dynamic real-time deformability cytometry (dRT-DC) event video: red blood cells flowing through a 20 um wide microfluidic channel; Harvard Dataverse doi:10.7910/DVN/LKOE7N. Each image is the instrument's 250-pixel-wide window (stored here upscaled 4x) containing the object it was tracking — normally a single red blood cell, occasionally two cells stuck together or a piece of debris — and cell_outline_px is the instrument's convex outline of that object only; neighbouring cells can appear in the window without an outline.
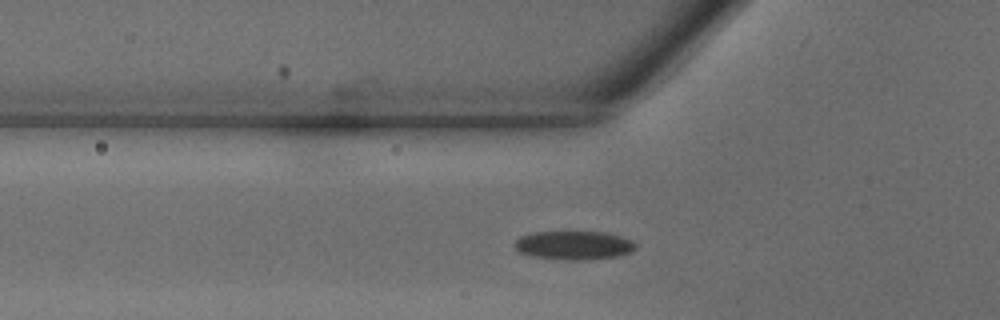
{"species": "common noctule bat (a hibernating species)", "species_latin": "Nyctalus noctula", "temperature_condition": "warm", "stored_images_in_passage": 29, "camera_frame_rate_fps": 3000, "um_per_image_px": 0.085, "animal": {"sex": "male", "body_mass_g": 18.8}, "frame": {"image": 1, "passage_image": 2, "time_ms": 0.333, "image_size_px": [1000, 320], "cell_outline_px": [[636, 248], [632, 252], [616, 256], [588, 260], [564, 260], [528, 256], [520, 252], [516, 248], [516, 240], [520, 236], [532, 232], [604, 232], [620, 236], [632, 240], [636, 244]], "centroid_in_image_um": [48.78, 20.86], "position_along_channel_um": 77.0, "area_um2": 20.35}}
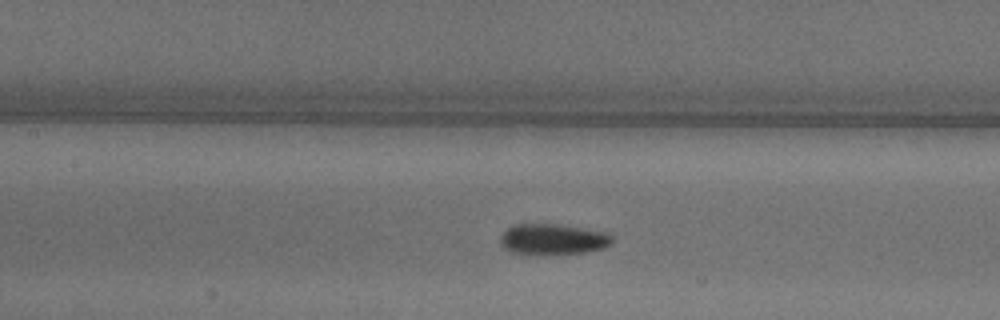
{"frame": {"image": 2, "passage_image": 7, "time_ms": 2.0, "image_size_px": [1000, 320], "cell_outline_px": [[612, 244], [604, 248], [584, 252], [512, 252], [504, 248], [500, 244], [500, 236], [508, 228], [516, 224], [560, 224], [608, 232], [612, 236]], "centroid_in_image_um": [47.04, 20.29], "position_along_channel_um": 160.4, "area_um2": 19.48}}
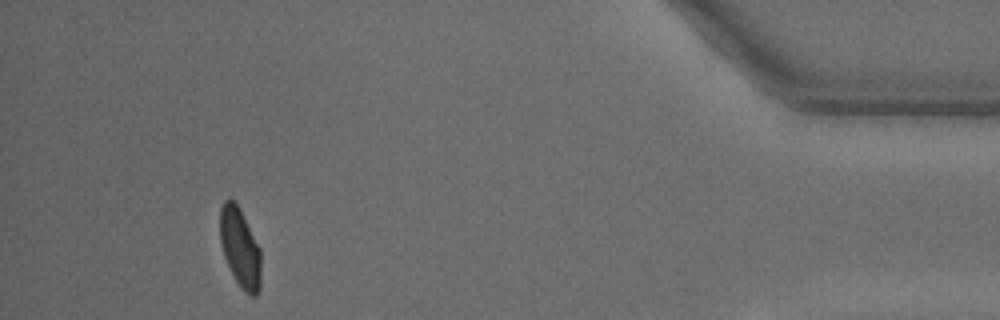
{"frame": {"image": 3, "passage_image": 26, "time_ms": 8.333, "image_size_px": [1000, 320], "cell_outline_px": [[260, 288], [256, 296], [248, 296], [244, 292], [236, 280], [224, 256], [220, 240], [220, 208], [224, 200], [232, 200], [240, 208], [260, 248]], "centroid_in_image_um": [20.41, 21.07], "position_along_channel_um": 414.8, "area_um2": 18.79}}